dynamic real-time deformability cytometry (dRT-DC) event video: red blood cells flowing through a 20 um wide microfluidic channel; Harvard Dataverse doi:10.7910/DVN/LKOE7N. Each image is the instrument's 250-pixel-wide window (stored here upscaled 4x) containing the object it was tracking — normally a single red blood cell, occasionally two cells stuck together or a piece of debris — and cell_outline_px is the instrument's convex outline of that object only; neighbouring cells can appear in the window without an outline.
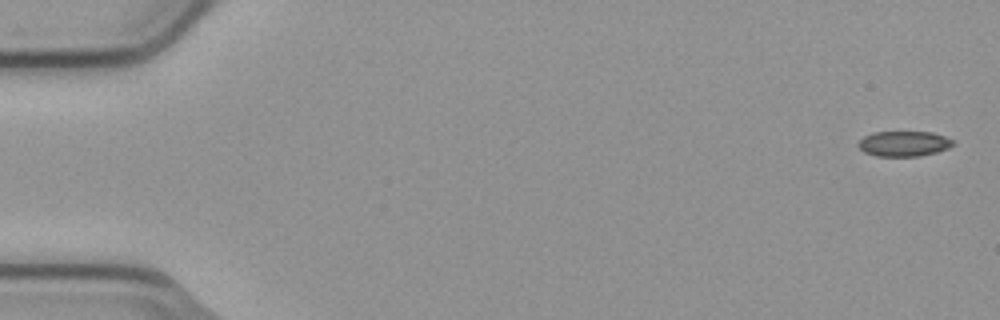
{"species": "common noctule bat (a hibernating species)", "species_latin": "Nyctalus noctula", "temperature_condition": "cold", "stored_images_in_passage": 8, "camera_frame_rate_fps": 3000, "um_per_image_px": 0.085, "animal": {"sex": "male", "body_mass_g": 23.1, "forearm_length_mm": 52.7}, "frame": {"image": 1, "passage_image": 1, "time_ms": 0.0, "image_size_px": [1000, 320], "cell_outline_px": [[956, 144], [948, 148], [936, 152], [920, 156], [876, 156], [864, 152], [856, 144], [864, 136], [872, 132], [932, 132], [956, 140]], "centroid_in_image_um": [76.85, 12.21], "position_along_channel_um": 8.1, "area_um2": 14.1}}
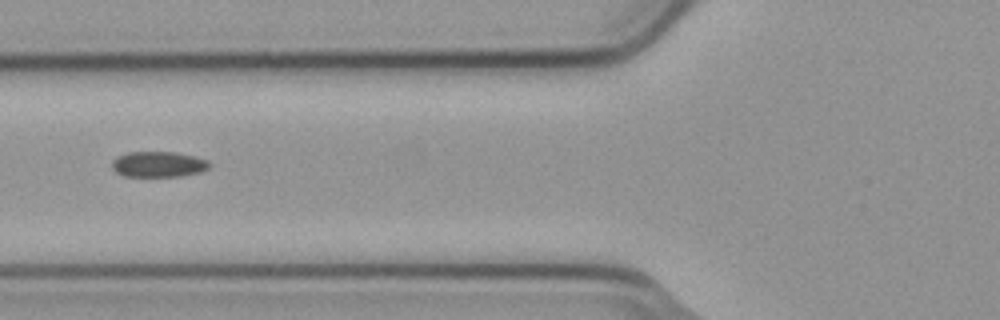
{"frame": {"image": 2, "passage_image": 6, "time_ms": 1.667, "image_size_px": [1000, 320], "cell_outline_px": [[212, 164], [208, 168], [200, 172], [180, 176], [124, 176], [116, 172], [112, 168], [112, 160], [116, 156], [128, 152], [176, 152], [196, 156], [208, 160]], "centroid_in_image_um": [13.47, 13.95], "position_along_channel_um": 112.3, "area_um2": 14.68}}
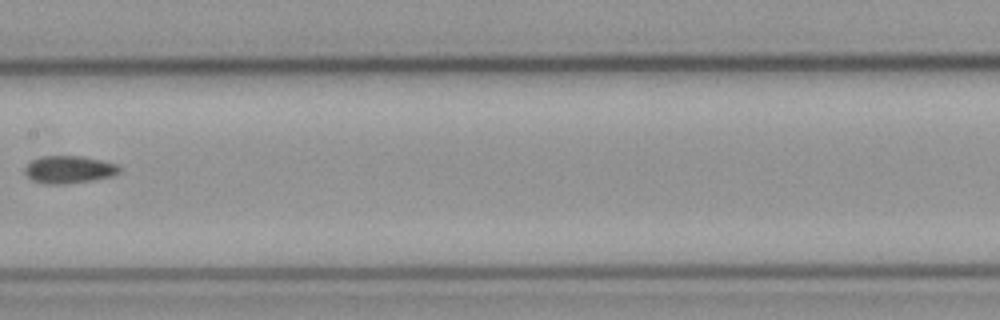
{"frame": {"image": 3, "passage_image": 8, "time_ms": 2.333, "image_size_px": [1000, 320], "cell_outline_px": [[120, 172], [112, 176], [92, 180], [64, 184], [44, 184], [32, 180], [24, 172], [24, 168], [32, 160], [44, 156], [80, 156], [100, 160], [116, 164], [120, 168]], "centroid_in_image_um": [5.85, 14.42], "position_along_channel_um": 201.6, "area_um2": 15.03}}